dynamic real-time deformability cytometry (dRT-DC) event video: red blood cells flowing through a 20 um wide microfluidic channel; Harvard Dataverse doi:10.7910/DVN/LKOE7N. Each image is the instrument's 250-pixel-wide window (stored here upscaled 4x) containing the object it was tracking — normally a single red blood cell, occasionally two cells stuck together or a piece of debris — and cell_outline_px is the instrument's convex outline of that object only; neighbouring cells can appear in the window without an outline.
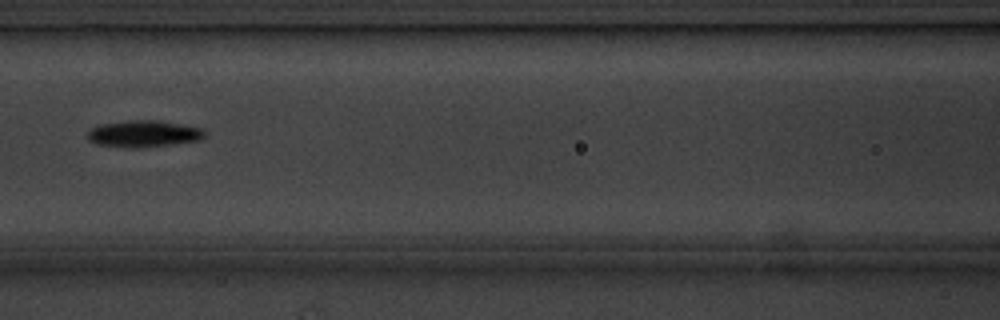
{"species": "common noctule bat (a hibernating species)", "species_latin": "Nyctalus noctula", "temperature_condition": "cold", "stored_images_in_passage": 12, "camera_frame_rate_fps": 3000, "um_per_image_px": 0.085, "animal": {"sex": "male", "body_mass_g": 20.1, "forearm_length_mm": 53.5}, "frame": {"image": 1, "passage_image": 4, "time_ms": 3.667, "image_size_px": [1000, 320], "cell_outline_px": [[204, 136], [196, 140], [168, 144], [136, 148], [132, 148], [96, 144], [88, 140], [88, 132], [92, 128], [100, 124], [128, 120], [160, 120], [204, 128]], "centroid_in_image_um": [12.17, 11.35], "position_along_channel_um": 154.4, "area_um2": 18.03}}
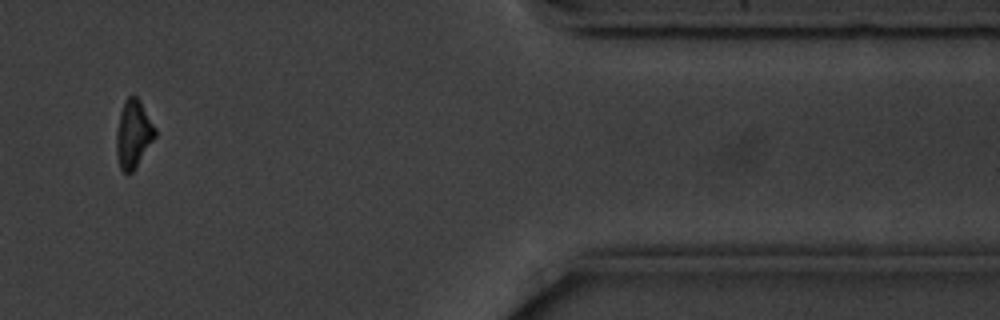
{"frame": {"image": 2, "passage_image": 10, "time_ms": 11.667, "image_size_px": [1000, 320], "cell_outline_px": [[156, 136], [136, 168], [132, 172], [124, 172], [120, 168], [116, 156], [116, 132], [120, 112], [124, 100], [128, 96], [136, 96], [140, 100], [156, 128]], "centroid_in_image_um": [11.33, 11.39], "position_along_channel_um": 400.1, "area_um2": 15.43}, "authors_computed_cell_mechanics": {"area_um2": 17.5134, "velocity_mm_per_s": 3.5573, "shape_relaxation_time_tau1_ms": 1.8994, "shape_relaxation_time_tau2_ms": null, "deformation_change_tau1": 0.0844, "deformation_change_tau2": null}}